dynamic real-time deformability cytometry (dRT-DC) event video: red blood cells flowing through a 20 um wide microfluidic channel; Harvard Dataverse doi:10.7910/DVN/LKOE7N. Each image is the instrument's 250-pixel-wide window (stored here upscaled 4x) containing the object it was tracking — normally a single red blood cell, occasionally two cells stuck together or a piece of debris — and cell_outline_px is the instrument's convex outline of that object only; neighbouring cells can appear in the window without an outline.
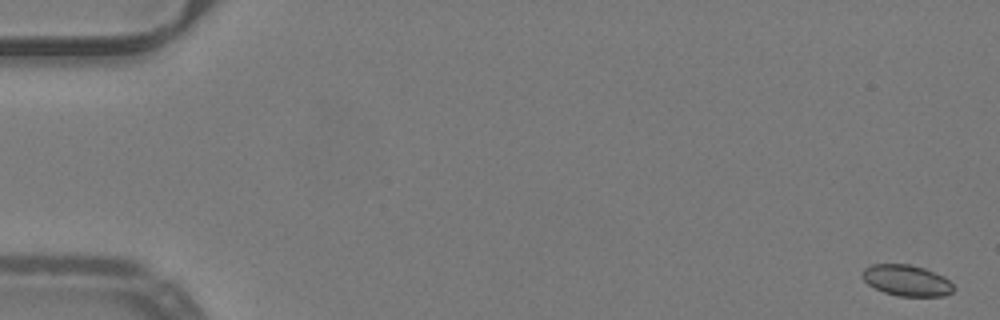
{"species": "common noctule bat (a hibernating species)", "species_latin": "Nyctalus noctula", "temperature_condition": "warm", "stored_images_in_passage": 17, "camera_frame_rate_fps": 3000, "um_per_image_px": 0.085, "animal": {"sex": "male", "body_mass_g": 19.2, "forearm_length_mm": 51.8}, "frame": {"image": 1, "passage_image": 1, "time_ms": 0.0, "image_size_px": [1000, 320], "cell_outline_px": [[952, 292], [944, 296], [900, 296], [884, 292], [868, 284], [860, 276], [864, 268], [872, 264], [908, 264], [924, 268], [944, 276], [952, 284]], "centroid_in_image_um": [77.04, 23.83], "position_along_channel_um": 8.0, "area_um2": 16.42}}
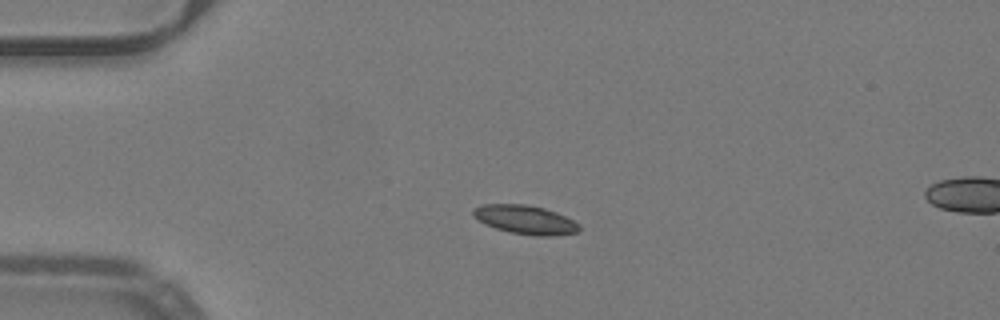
{"frame": {"image": 2, "passage_image": 13, "time_ms": 4.0, "image_size_px": [1000, 320], "cell_outline_px": [[580, 228], [576, 232], [556, 236], [536, 236], [508, 232], [484, 224], [472, 216], [472, 212], [476, 208], [484, 204], [524, 204], [544, 208], [556, 212], [580, 224]], "centroid_in_image_um": [44.64, 18.68], "position_along_channel_um": 40.4, "area_um2": 17.8}}